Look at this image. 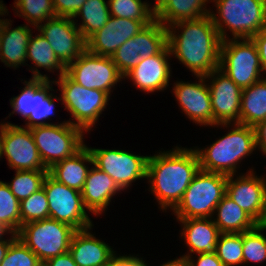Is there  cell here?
<instances>
[{
  "label": "cell",
  "mask_w": 266,
  "mask_h": 266,
  "mask_svg": "<svg viewBox=\"0 0 266 266\" xmlns=\"http://www.w3.org/2000/svg\"><path fill=\"white\" fill-rule=\"evenodd\" d=\"M221 43L210 14L167 27L171 56L184 64L194 76H206L219 68Z\"/></svg>",
  "instance_id": "obj_1"
},
{
  "label": "cell",
  "mask_w": 266,
  "mask_h": 266,
  "mask_svg": "<svg viewBox=\"0 0 266 266\" xmlns=\"http://www.w3.org/2000/svg\"><path fill=\"white\" fill-rule=\"evenodd\" d=\"M200 170L194 148L175 146L148 158L147 180L158 205L166 212L172 211L181 201L184 192Z\"/></svg>",
  "instance_id": "obj_2"
},
{
  "label": "cell",
  "mask_w": 266,
  "mask_h": 266,
  "mask_svg": "<svg viewBox=\"0 0 266 266\" xmlns=\"http://www.w3.org/2000/svg\"><path fill=\"white\" fill-rule=\"evenodd\" d=\"M215 126L233 128H230L227 134L206 148L194 147L199 159L200 170L227 176L236 175L242 160L251 156L257 149L253 127L239 123Z\"/></svg>",
  "instance_id": "obj_3"
},
{
  "label": "cell",
  "mask_w": 266,
  "mask_h": 266,
  "mask_svg": "<svg viewBox=\"0 0 266 266\" xmlns=\"http://www.w3.org/2000/svg\"><path fill=\"white\" fill-rule=\"evenodd\" d=\"M210 12L221 40L251 38L266 27V0H211ZM228 29V30H227ZM227 30V31H226Z\"/></svg>",
  "instance_id": "obj_4"
},
{
  "label": "cell",
  "mask_w": 266,
  "mask_h": 266,
  "mask_svg": "<svg viewBox=\"0 0 266 266\" xmlns=\"http://www.w3.org/2000/svg\"><path fill=\"white\" fill-rule=\"evenodd\" d=\"M227 175L199 170L172 210L176 219L213 218L216 206L226 195Z\"/></svg>",
  "instance_id": "obj_5"
},
{
  "label": "cell",
  "mask_w": 266,
  "mask_h": 266,
  "mask_svg": "<svg viewBox=\"0 0 266 266\" xmlns=\"http://www.w3.org/2000/svg\"><path fill=\"white\" fill-rule=\"evenodd\" d=\"M56 80L54 85H57L61 91L59 95L61 105H64V109L74 119V121L72 119L67 121L85 132L91 131L104 109H107L110 96L102 90L89 89L77 84L66 73Z\"/></svg>",
  "instance_id": "obj_6"
},
{
  "label": "cell",
  "mask_w": 266,
  "mask_h": 266,
  "mask_svg": "<svg viewBox=\"0 0 266 266\" xmlns=\"http://www.w3.org/2000/svg\"><path fill=\"white\" fill-rule=\"evenodd\" d=\"M40 158L47 169L55 163L72 157L84 144L85 131L68 121L30 129Z\"/></svg>",
  "instance_id": "obj_7"
},
{
  "label": "cell",
  "mask_w": 266,
  "mask_h": 266,
  "mask_svg": "<svg viewBox=\"0 0 266 266\" xmlns=\"http://www.w3.org/2000/svg\"><path fill=\"white\" fill-rule=\"evenodd\" d=\"M219 69L241 89L248 88L264 77L259 53L251 38L230 37L223 40Z\"/></svg>",
  "instance_id": "obj_8"
},
{
  "label": "cell",
  "mask_w": 266,
  "mask_h": 266,
  "mask_svg": "<svg viewBox=\"0 0 266 266\" xmlns=\"http://www.w3.org/2000/svg\"><path fill=\"white\" fill-rule=\"evenodd\" d=\"M75 231L68 224L48 218L25 223L17 237L37 255L39 261L46 262L69 251Z\"/></svg>",
  "instance_id": "obj_9"
},
{
  "label": "cell",
  "mask_w": 266,
  "mask_h": 266,
  "mask_svg": "<svg viewBox=\"0 0 266 266\" xmlns=\"http://www.w3.org/2000/svg\"><path fill=\"white\" fill-rule=\"evenodd\" d=\"M42 187L49 204V218L68 224L75 230L94 226L86 212L81 192L58 182L49 173Z\"/></svg>",
  "instance_id": "obj_10"
},
{
  "label": "cell",
  "mask_w": 266,
  "mask_h": 266,
  "mask_svg": "<svg viewBox=\"0 0 266 266\" xmlns=\"http://www.w3.org/2000/svg\"><path fill=\"white\" fill-rule=\"evenodd\" d=\"M66 74L77 84L102 90L109 96L112 88L124 80L111 57L95 55L87 50L66 67Z\"/></svg>",
  "instance_id": "obj_11"
},
{
  "label": "cell",
  "mask_w": 266,
  "mask_h": 266,
  "mask_svg": "<svg viewBox=\"0 0 266 266\" xmlns=\"http://www.w3.org/2000/svg\"><path fill=\"white\" fill-rule=\"evenodd\" d=\"M88 149L93 157V165L107 173L122 191L129 189L136 180L147 178V155H136L122 149Z\"/></svg>",
  "instance_id": "obj_12"
},
{
  "label": "cell",
  "mask_w": 266,
  "mask_h": 266,
  "mask_svg": "<svg viewBox=\"0 0 266 266\" xmlns=\"http://www.w3.org/2000/svg\"><path fill=\"white\" fill-rule=\"evenodd\" d=\"M9 168L19 170H48L39 155L29 128L2 122V152Z\"/></svg>",
  "instance_id": "obj_13"
},
{
  "label": "cell",
  "mask_w": 266,
  "mask_h": 266,
  "mask_svg": "<svg viewBox=\"0 0 266 266\" xmlns=\"http://www.w3.org/2000/svg\"><path fill=\"white\" fill-rule=\"evenodd\" d=\"M226 195L258 224H266V178L262 175L253 169L239 176L229 175Z\"/></svg>",
  "instance_id": "obj_14"
},
{
  "label": "cell",
  "mask_w": 266,
  "mask_h": 266,
  "mask_svg": "<svg viewBox=\"0 0 266 266\" xmlns=\"http://www.w3.org/2000/svg\"><path fill=\"white\" fill-rule=\"evenodd\" d=\"M43 23L36 30L47 39L56 57L65 67L86 50V41L72 18L54 16Z\"/></svg>",
  "instance_id": "obj_15"
},
{
  "label": "cell",
  "mask_w": 266,
  "mask_h": 266,
  "mask_svg": "<svg viewBox=\"0 0 266 266\" xmlns=\"http://www.w3.org/2000/svg\"><path fill=\"white\" fill-rule=\"evenodd\" d=\"M205 77L209 82L213 126L217 124H240L242 89L219 68Z\"/></svg>",
  "instance_id": "obj_16"
},
{
  "label": "cell",
  "mask_w": 266,
  "mask_h": 266,
  "mask_svg": "<svg viewBox=\"0 0 266 266\" xmlns=\"http://www.w3.org/2000/svg\"><path fill=\"white\" fill-rule=\"evenodd\" d=\"M196 82L177 81L173 84V95L185 116L201 126H213V111L210 91L205 76H195Z\"/></svg>",
  "instance_id": "obj_17"
},
{
  "label": "cell",
  "mask_w": 266,
  "mask_h": 266,
  "mask_svg": "<svg viewBox=\"0 0 266 266\" xmlns=\"http://www.w3.org/2000/svg\"><path fill=\"white\" fill-rule=\"evenodd\" d=\"M151 22L111 16L104 27L86 40V50L95 55L112 57L121 45Z\"/></svg>",
  "instance_id": "obj_18"
},
{
  "label": "cell",
  "mask_w": 266,
  "mask_h": 266,
  "mask_svg": "<svg viewBox=\"0 0 266 266\" xmlns=\"http://www.w3.org/2000/svg\"><path fill=\"white\" fill-rule=\"evenodd\" d=\"M171 57L168 45L158 54L141 58L140 62L132 68L124 79L132 81L133 86L145 93L164 91L169 86L171 78Z\"/></svg>",
  "instance_id": "obj_19"
},
{
  "label": "cell",
  "mask_w": 266,
  "mask_h": 266,
  "mask_svg": "<svg viewBox=\"0 0 266 266\" xmlns=\"http://www.w3.org/2000/svg\"><path fill=\"white\" fill-rule=\"evenodd\" d=\"M92 227L75 231L69 252L77 266H108L117 253L90 232Z\"/></svg>",
  "instance_id": "obj_20"
},
{
  "label": "cell",
  "mask_w": 266,
  "mask_h": 266,
  "mask_svg": "<svg viewBox=\"0 0 266 266\" xmlns=\"http://www.w3.org/2000/svg\"><path fill=\"white\" fill-rule=\"evenodd\" d=\"M181 224L180 237L185 241L189 252L182 258L197 253H216L220 232L212 218L176 219Z\"/></svg>",
  "instance_id": "obj_21"
},
{
  "label": "cell",
  "mask_w": 266,
  "mask_h": 266,
  "mask_svg": "<svg viewBox=\"0 0 266 266\" xmlns=\"http://www.w3.org/2000/svg\"><path fill=\"white\" fill-rule=\"evenodd\" d=\"M122 190L105 172L92 166L81 191L85 208L95 216L105 212L113 196Z\"/></svg>",
  "instance_id": "obj_22"
},
{
  "label": "cell",
  "mask_w": 266,
  "mask_h": 266,
  "mask_svg": "<svg viewBox=\"0 0 266 266\" xmlns=\"http://www.w3.org/2000/svg\"><path fill=\"white\" fill-rule=\"evenodd\" d=\"M11 22L12 20L4 17L0 32V60L5 66L18 69L19 66L27 64V47L33 29H30V24L12 28Z\"/></svg>",
  "instance_id": "obj_23"
},
{
  "label": "cell",
  "mask_w": 266,
  "mask_h": 266,
  "mask_svg": "<svg viewBox=\"0 0 266 266\" xmlns=\"http://www.w3.org/2000/svg\"><path fill=\"white\" fill-rule=\"evenodd\" d=\"M88 164L93 165V157L85 145L72 157L55 163L48 173L58 182L81 192L90 170Z\"/></svg>",
  "instance_id": "obj_24"
},
{
  "label": "cell",
  "mask_w": 266,
  "mask_h": 266,
  "mask_svg": "<svg viewBox=\"0 0 266 266\" xmlns=\"http://www.w3.org/2000/svg\"><path fill=\"white\" fill-rule=\"evenodd\" d=\"M214 215H217L216 218H214ZM212 219L220 233H243L258 225L248 213L227 195L216 206Z\"/></svg>",
  "instance_id": "obj_25"
},
{
  "label": "cell",
  "mask_w": 266,
  "mask_h": 266,
  "mask_svg": "<svg viewBox=\"0 0 266 266\" xmlns=\"http://www.w3.org/2000/svg\"><path fill=\"white\" fill-rule=\"evenodd\" d=\"M27 59L32 61L33 65L35 64L33 68L27 64L31 68L29 71L33 74L32 78L49 79L48 75L41 74L38 70L39 68L46 69L48 72L53 73L58 70L59 74L57 75H59V77L63 73H66V67L56 57L51 45L41 33H37L36 36H31L27 47L26 60Z\"/></svg>",
  "instance_id": "obj_26"
},
{
  "label": "cell",
  "mask_w": 266,
  "mask_h": 266,
  "mask_svg": "<svg viewBox=\"0 0 266 266\" xmlns=\"http://www.w3.org/2000/svg\"><path fill=\"white\" fill-rule=\"evenodd\" d=\"M53 81L50 79L43 78H35V94H34V105H33V113L25 120L26 128H33L37 126H46L52 125L54 123L46 122V120H50L51 116L55 115V100H60L61 97L55 96L53 92L55 91L53 88ZM57 97V98H56Z\"/></svg>",
  "instance_id": "obj_27"
},
{
  "label": "cell",
  "mask_w": 266,
  "mask_h": 266,
  "mask_svg": "<svg viewBox=\"0 0 266 266\" xmlns=\"http://www.w3.org/2000/svg\"><path fill=\"white\" fill-rule=\"evenodd\" d=\"M211 0H167L155 14V19L165 27L185 20L198 19L207 16L212 11L207 9Z\"/></svg>",
  "instance_id": "obj_28"
},
{
  "label": "cell",
  "mask_w": 266,
  "mask_h": 266,
  "mask_svg": "<svg viewBox=\"0 0 266 266\" xmlns=\"http://www.w3.org/2000/svg\"><path fill=\"white\" fill-rule=\"evenodd\" d=\"M266 120V76L242 89L240 124L254 127Z\"/></svg>",
  "instance_id": "obj_29"
},
{
  "label": "cell",
  "mask_w": 266,
  "mask_h": 266,
  "mask_svg": "<svg viewBox=\"0 0 266 266\" xmlns=\"http://www.w3.org/2000/svg\"><path fill=\"white\" fill-rule=\"evenodd\" d=\"M106 2L105 0H87L72 18L85 41L104 27L111 17L108 1ZM77 17L81 18V24L77 23Z\"/></svg>",
  "instance_id": "obj_30"
},
{
  "label": "cell",
  "mask_w": 266,
  "mask_h": 266,
  "mask_svg": "<svg viewBox=\"0 0 266 266\" xmlns=\"http://www.w3.org/2000/svg\"><path fill=\"white\" fill-rule=\"evenodd\" d=\"M167 46V27L153 20L137 34L138 53L147 58L160 53Z\"/></svg>",
  "instance_id": "obj_31"
},
{
  "label": "cell",
  "mask_w": 266,
  "mask_h": 266,
  "mask_svg": "<svg viewBox=\"0 0 266 266\" xmlns=\"http://www.w3.org/2000/svg\"><path fill=\"white\" fill-rule=\"evenodd\" d=\"M13 7L16 16L25 18L27 24L30 23L34 29L56 16L52 0H15Z\"/></svg>",
  "instance_id": "obj_32"
},
{
  "label": "cell",
  "mask_w": 266,
  "mask_h": 266,
  "mask_svg": "<svg viewBox=\"0 0 266 266\" xmlns=\"http://www.w3.org/2000/svg\"><path fill=\"white\" fill-rule=\"evenodd\" d=\"M48 170H19L11 182H6L11 192L21 201L42 188Z\"/></svg>",
  "instance_id": "obj_33"
},
{
  "label": "cell",
  "mask_w": 266,
  "mask_h": 266,
  "mask_svg": "<svg viewBox=\"0 0 266 266\" xmlns=\"http://www.w3.org/2000/svg\"><path fill=\"white\" fill-rule=\"evenodd\" d=\"M109 13L113 17L128 18L136 21H153L155 13L151 4L142 0H108Z\"/></svg>",
  "instance_id": "obj_34"
},
{
  "label": "cell",
  "mask_w": 266,
  "mask_h": 266,
  "mask_svg": "<svg viewBox=\"0 0 266 266\" xmlns=\"http://www.w3.org/2000/svg\"><path fill=\"white\" fill-rule=\"evenodd\" d=\"M243 233H220L216 254L224 266L243 265Z\"/></svg>",
  "instance_id": "obj_35"
},
{
  "label": "cell",
  "mask_w": 266,
  "mask_h": 266,
  "mask_svg": "<svg viewBox=\"0 0 266 266\" xmlns=\"http://www.w3.org/2000/svg\"><path fill=\"white\" fill-rule=\"evenodd\" d=\"M263 231H266V224H258L243 232V264L266 261V236Z\"/></svg>",
  "instance_id": "obj_36"
},
{
  "label": "cell",
  "mask_w": 266,
  "mask_h": 266,
  "mask_svg": "<svg viewBox=\"0 0 266 266\" xmlns=\"http://www.w3.org/2000/svg\"><path fill=\"white\" fill-rule=\"evenodd\" d=\"M0 222L7 225L15 234L21 228L20 201L9 189L6 182L0 180Z\"/></svg>",
  "instance_id": "obj_37"
},
{
  "label": "cell",
  "mask_w": 266,
  "mask_h": 266,
  "mask_svg": "<svg viewBox=\"0 0 266 266\" xmlns=\"http://www.w3.org/2000/svg\"><path fill=\"white\" fill-rule=\"evenodd\" d=\"M21 226L25 223L49 218V204L42 187L20 201Z\"/></svg>",
  "instance_id": "obj_38"
},
{
  "label": "cell",
  "mask_w": 266,
  "mask_h": 266,
  "mask_svg": "<svg viewBox=\"0 0 266 266\" xmlns=\"http://www.w3.org/2000/svg\"><path fill=\"white\" fill-rule=\"evenodd\" d=\"M111 58L123 76L134 68L141 60L137 47V35L121 45Z\"/></svg>",
  "instance_id": "obj_39"
},
{
  "label": "cell",
  "mask_w": 266,
  "mask_h": 266,
  "mask_svg": "<svg viewBox=\"0 0 266 266\" xmlns=\"http://www.w3.org/2000/svg\"><path fill=\"white\" fill-rule=\"evenodd\" d=\"M38 262L37 255L17 237L10 244L0 266H36Z\"/></svg>",
  "instance_id": "obj_40"
},
{
  "label": "cell",
  "mask_w": 266,
  "mask_h": 266,
  "mask_svg": "<svg viewBox=\"0 0 266 266\" xmlns=\"http://www.w3.org/2000/svg\"><path fill=\"white\" fill-rule=\"evenodd\" d=\"M24 86L21 93L10 99V105L14 113L20 114L25 120L33 113L34 94H35V78H30L28 81L22 82Z\"/></svg>",
  "instance_id": "obj_41"
},
{
  "label": "cell",
  "mask_w": 266,
  "mask_h": 266,
  "mask_svg": "<svg viewBox=\"0 0 266 266\" xmlns=\"http://www.w3.org/2000/svg\"><path fill=\"white\" fill-rule=\"evenodd\" d=\"M56 16L73 18L87 0H52Z\"/></svg>",
  "instance_id": "obj_42"
},
{
  "label": "cell",
  "mask_w": 266,
  "mask_h": 266,
  "mask_svg": "<svg viewBox=\"0 0 266 266\" xmlns=\"http://www.w3.org/2000/svg\"><path fill=\"white\" fill-rule=\"evenodd\" d=\"M193 258V255L185 258L188 266H224L216 253H197V260Z\"/></svg>",
  "instance_id": "obj_43"
},
{
  "label": "cell",
  "mask_w": 266,
  "mask_h": 266,
  "mask_svg": "<svg viewBox=\"0 0 266 266\" xmlns=\"http://www.w3.org/2000/svg\"><path fill=\"white\" fill-rule=\"evenodd\" d=\"M116 254L110 261L108 266H147L143 258L139 255H119Z\"/></svg>",
  "instance_id": "obj_44"
},
{
  "label": "cell",
  "mask_w": 266,
  "mask_h": 266,
  "mask_svg": "<svg viewBox=\"0 0 266 266\" xmlns=\"http://www.w3.org/2000/svg\"><path fill=\"white\" fill-rule=\"evenodd\" d=\"M251 39L257 47L264 76H266V27L252 36Z\"/></svg>",
  "instance_id": "obj_45"
},
{
  "label": "cell",
  "mask_w": 266,
  "mask_h": 266,
  "mask_svg": "<svg viewBox=\"0 0 266 266\" xmlns=\"http://www.w3.org/2000/svg\"><path fill=\"white\" fill-rule=\"evenodd\" d=\"M256 148L260 149L263 154L266 156V120L256 124L253 127Z\"/></svg>",
  "instance_id": "obj_46"
},
{
  "label": "cell",
  "mask_w": 266,
  "mask_h": 266,
  "mask_svg": "<svg viewBox=\"0 0 266 266\" xmlns=\"http://www.w3.org/2000/svg\"><path fill=\"white\" fill-rule=\"evenodd\" d=\"M46 263L48 264V266H77L69 251L48 259Z\"/></svg>",
  "instance_id": "obj_47"
},
{
  "label": "cell",
  "mask_w": 266,
  "mask_h": 266,
  "mask_svg": "<svg viewBox=\"0 0 266 266\" xmlns=\"http://www.w3.org/2000/svg\"><path fill=\"white\" fill-rule=\"evenodd\" d=\"M17 238V235H10L9 239L0 241V264L4 259L6 252L10 246V244Z\"/></svg>",
  "instance_id": "obj_48"
},
{
  "label": "cell",
  "mask_w": 266,
  "mask_h": 266,
  "mask_svg": "<svg viewBox=\"0 0 266 266\" xmlns=\"http://www.w3.org/2000/svg\"><path fill=\"white\" fill-rule=\"evenodd\" d=\"M149 266V265H147ZM160 266H188V263L185 258H175L173 260H168L167 262L160 264Z\"/></svg>",
  "instance_id": "obj_49"
},
{
  "label": "cell",
  "mask_w": 266,
  "mask_h": 266,
  "mask_svg": "<svg viewBox=\"0 0 266 266\" xmlns=\"http://www.w3.org/2000/svg\"><path fill=\"white\" fill-rule=\"evenodd\" d=\"M7 234L8 235H17L7 225L0 222V241L6 240V239H4V235H7Z\"/></svg>",
  "instance_id": "obj_50"
},
{
  "label": "cell",
  "mask_w": 266,
  "mask_h": 266,
  "mask_svg": "<svg viewBox=\"0 0 266 266\" xmlns=\"http://www.w3.org/2000/svg\"><path fill=\"white\" fill-rule=\"evenodd\" d=\"M8 13H9L8 9L5 6V4L3 3V0H0V16L3 17V15L4 16H5V14L8 15ZM2 24H3V19L0 18V32H1V29H2Z\"/></svg>",
  "instance_id": "obj_51"
},
{
  "label": "cell",
  "mask_w": 266,
  "mask_h": 266,
  "mask_svg": "<svg viewBox=\"0 0 266 266\" xmlns=\"http://www.w3.org/2000/svg\"><path fill=\"white\" fill-rule=\"evenodd\" d=\"M156 2L153 7H151V10L156 14L162 7L163 5L167 2V0H155Z\"/></svg>",
  "instance_id": "obj_52"
},
{
  "label": "cell",
  "mask_w": 266,
  "mask_h": 266,
  "mask_svg": "<svg viewBox=\"0 0 266 266\" xmlns=\"http://www.w3.org/2000/svg\"><path fill=\"white\" fill-rule=\"evenodd\" d=\"M1 152H2V123L0 124V159L2 158Z\"/></svg>",
  "instance_id": "obj_53"
},
{
  "label": "cell",
  "mask_w": 266,
  "mask_h": 266,
  "mask_svg": "<svg viewBox=\"0 0 266 266\" xmlns=\"http://www.w3.org/2000/svg\"><path fill=\"white\" fill-rule=\"evenodd\" d=\"M36 266H48V264L44 261H39Z\"/></svg>",
  "instance_id": "obj_54"
}]
</instances>
